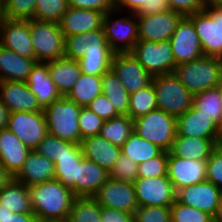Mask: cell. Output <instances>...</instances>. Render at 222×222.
Instances as JSON below:
<instances>
[{"label":"cell","mask_w":222,"mask_h":222,"mask_svg":"<svg viewBox=\"0 0 222 222\" xmlns=\"http://www.w3.org/2000/svg\"><path fill=\"white\" fill-rule=\"evenodd\" d=\"M109 46L103 29L65 37L64 57L79 60L88 47Z\"/></svg>","instance_id":"32"},{"label":"cell","mask_w":222,"mask_h":222,"mask_svg":"<svg viewBox=\"0 0 222 222\" xmlns=\"http://www.w3.org/2000/svg\"><path fill=\"white\" fill-rule=\"evenodd\" d=\"M218 146L222 148V133H221V135H220V140H219Z\"/></svg>","instance_id":"62"},{"label":"cell","mask_w":222,"mask_h":222,"mask_svg":"<svg viewBox=\"0 0 222 222\" xmlns=\"http://www.w3.org/2000/svg\"><path fill=\"white\" fill-rule=\"evenodd\" d=\"M133 121L134 131L140 137L164 151L171 149L176 135L177 117L157 108Z\"/></svg>","instance_id":"6"},{"label":"cell","mask_w":222,"mask_h":222,"mask_svg":"<svg viewBox=\"0 0 222 222\" xmlns=\"http://www.w3.org/2000/svg\"><path fill=\"white\" fill-rule=\"evenodd\" d=\"M133 184L139 207H170L176 201V191L168 176L137 178Z\"/></svg>","instance_id":"11"},{"label":"cell","mask_w":222,"mask_h":222,"mask_svg":"<svg viewBox=\"0 0 222 222\" xmlns=\"http://www.w3.org/2000/svg\"><path fill=\"white\" fill-rule=\"evenodd\" d=\"M133 131V119L128 115H118L103 122L99 135L121 148Z\"/></svg>","instance_id":"36"},{"label":"cell","mask_w":222,"mask_h":222,"mask_svg":"<svg viewBox=\"0 0 222 222\" xmlns=\"http://www.w3.org/2000/svg\"><path fill=\"white\" fill-rule=\"evenodd\" d=\"M30 151L31 149L7 128L0 130V163L12 177L20 171Z\"/></svg>","instance_id":"22"},{"label":"cell","mask_w":222,"mask_h":222,"mask_svg":"<svg viewBox=\"0 0 222 222\" xmlns=\"http://www.w3.org/2000/svg\"><path fill=\"white\" fill-rule=\"evenodd\" d=\"M221 133L222 129L194 106L177 117L176 135L220 140Z\"/></svg>","instance_id":"19"},{"label":"cell","mask_w":222,"mask_h":222,"mask_svg":"<svg viewBox=\"0 0 222 222\" xmlns=\"http://www.w3.org/2000/svg\"><path fill=\"white\" fill-rule=\"evenodd\" d=\"M101 84L102 76L81 73L66 97L77 105L86 107L95 97L102 94Z\"/></svg>","instance_id":"34"},{"label":"cell","mask_w":222,"mask_h":222,"mask_svg":"<svg viewBox=\"0 0 222 222\" xmlns=\"http://www.w3.org/2000/svg\"><path fill=\"white\" fill-rule=\"evenodd\" d=\"M216 88L218 89L219 91V94H220V104L222 105V74H221V77H220V80H219V83L218 85L216 86Z\"/></svg>","instance_id":"60"},{"label":"cell","mask_w":222,"mask_h":222,"mask_svg":"<svg viewBox=\"0 0 222 222\" xmlns=\"http://www.w3.org/2000/svg\"><path fill=\"white\" fill-rule=\"evenodd\" d=\"M171 222H213L209 213L184 205L177 200L170 206Z\"/></svg>","instance_id":"43"},{"label":"cell","mask_w":222,"mask_h":222,"mask_svg":"<svg viewBox=\"0 0 222 222\" xmlns=\"http://www.w3.org/2000/svg\"><path fill=\"white\" fill-rule=\"evenodd\" d=\"M26 84L42 109L61 97L49 74L47 62H36L33 65Z\"/></svg>","instance_id":"24"},{"label":"cell","mask_w":222,"mask_h":222,"mask_svg":"<svg viewBox=\"0 0 222 222\" xmlns=\"http://www.w3.org/2000/svg\"><path fill=\"white\" fill-rule=\"evenodd\" d=\"M101 222H134L133 214L101 207Z\"/></svg>","instance_id":"54"},{"label":"cell","mask_w":222,"mask_h":222,"mask_svg":"<svg viewBox=\"0 0 222 222\" xmlns=\"http://www.w3.org/2000/svg\"><path fill=\"white\" fill-rule=\"evenodd\" d=\"M134 222H171L170 207L141 206L133 214Z\"/></svg>","instance_id":"48"},{"label":"cell","mask_w":222,"mask_h":222,"mask_svg":"<svg viewBox=\"0 0 222 222\" xmlns=\"http://www.w3.org/2000/svg\"><path fill=\"white\" fill-rule=\"evenodd\" d=\"M174 75L193 94L216 88L222 74V60L203 56L175 66Z\"/></svg>","instance_id":"2"},{"label":"cell","mask_w":222,"mask_h":222,"mask_svg":"<svg viewBox=\"0 0 222 222\" xmlns=\"http://www.w3.org/2000/svg\"><path fill=\"white\" fill-rule=\"evenodd\" d=\"M87 107L103 120H109L120 115L103 93L95 97Z\"/></svg>","instance_id":"51"},{"label":"cell","mask_w":222,"mask_h":222,"mask_svg":"<svg viewBox=\"0 0 222 222\" xmlns=\"http://www.w3.org/2000/svg\"><path fill=\"white\" fill-rule=\"evenodd\" d=\"M206 6H222V0H204Z\"/></svg>","instance_id":"59"},{"label":"cell","mask_w":222,"mask_h":222,"mask_svg":"<svg viewBox=\"0 0 222 222\" xmlns=\"http://www.w3.org/2000/svg\"><path fill=\"white\" fill-rule=\"evenodd\" d=\"M12 178L0 163V189Z\"/></svg>","instance_id":"57"},{"label":"cell","mask_w":222,"mask_h":222,"mask_svg":"<svg viewBox=\"0 0 222 222\" xmlns=\"http://www.w3.org/2000/svg\"><path fill=\"white\" fill-rule=\"evenodd\" d=\"M7 129L31 150H34L48 133L43 111L9 113Z\"/></svg>","instance_id":"10"},{"label":"cell","mask_w":222,"mask_h":222,"mask_svg":"<svg viewBox=\"0 0 222 222\" xmlns=\"http://www.w3.org/2000/svg\"><path fill=\"white\" fill-rule=\"evenodd\" d=\"M105 12L69 7L58 22L64 38L102 29Z\"/></svg>","instance_id":"20"},{"label":"cell","mask_w":222,"mask_h":222,"mask_svg":"<svg viewBox=\"0 0 222 222\" xmlns=\"http://www.w3.org/2000/svg\"><path fill=\"white\" fill-rule=\"evenodd\" d=\"M0 222H38L34 214L12 213L10 210L0 207Z\"/></svg>","instance_id":"55"},{"label":"cell","mask_w":222,"mask_h":222,"mask_svg":"<svg viewBox=\"0 0 222 222\" xmlns=\"http://www.w3.org/2000/svg\"><path fill=\"white\" fill-rule=\"evenodd\" d=\"M8 118H9V110L1 102V99H0V130L7 128Z\"/></svg>","instance_id":"56"},{"label":"cell","mask_w":222,"mask_h":222,"mask_svg":"<svg viewBox=\"0 0 222 222\" xmlns=\"http://www.w3.org/2000/svg\"><path fill=\"white\" fill-rule=\"evenodd\" d=\"M169 41L176 66L204 56L199 37L188 16L181 19Z\"/></svg>","instance_id":"15"},{"label":"cell","mask_w":222,"mask_h":222,"mask_svg":"<svg viewBox=\"0 0 222 222\" xmlns=\"http://www.w3.org/2000/svg\"><path fill=\"white\" fill-rule=\"evenodd\" d=\"M219 140L175 135L169 155L189 160H208Z\"/></svg>","instance_id":"28"},{"label":"cell","mask_w":222,"mask_h":222,"mask_svg":"<svg viewBox=\"0 0 222 222\" xmlns=\"http://www.w3.org/2000/svg\"><path fill=\"white\" fill-rule=\"evenodd\" d=\"M110 69L129 94L137 92L152 83L153 76L131 53H114Z\"/></svg>","instance_id":"14"},{"label":"cell","mask_w":222,"mask_h":222,"mask_svg":"<svg viewBox=\"0 0 222 222\" xmlns=\"http://www.w3.org/2000/svg\"><path fill=\"white\" fill-rule=\"evenodd\" d=\"M212 217H213V222H222V197L218 203L216 212Z\"/></svg>","instance_id":"58"},{"label":"cell","mask_w":222,"mask_h":222,"mask_svg":"<svg viewBox=\"0 0 222 222\" xmlns=\"http://www.w3.org/2000/svg\"><path fill=\"white\" fill-rule=\"evenodd\" d=\"M169 151L138 164V178H153L168 175Z\"/></svg>","instance_id":"44"},{"label":"cell","mask_w":222,"mask_h":222,"mask_svg":"<svg viewBox=\"0 0 222 222\" xmlns=\"http://www.w3.org/2000/svg\"><path fill=\"white\" fill-rule=\"evenodd\" d=\"M136 17L138 41L160 42L170 39L184 16L169 9L157 14L136 15Z\"/></svg>","instance_id":"12"},{"label":"cell","mask_w":222,"mask_h":222,"mask_svg":"<svg viewBox=\"0 0 222 222\" xmlns=\"http://www.w3.org/2000/svg\"><path fill=\"white\" fill-rule=\"evenodd\" d=\"M108 178L109 172L98 166L95 162L83 157L77 163L75 197H94Z\"/></svg>","instance_id":"26"},{"label":"cell","mask_w":222,"mask_h":222,"mask_svg":"<svg viewBox=\"0 0 222 222\" xmlns=\"http://www.w3.org/2000/svg\"><path fill=\"white\" fill-rule=\"evenodd\" d=\"M30 27L36 62L64 57L65 38L58 23L30 19Z\"/></svg>","instance_id":"8"},{"label":"cell","mask_w":222,"mask_h":222,"mask_svg":"<svg viewBox=\"0 0 222 222\" xmlns=\"http://www.w3.org/2000/svg\"><path fill=\"white\" fill-rule=\"evenodd\" d=\"M130 53L152 76L173 73L176 66L169 40L137 41Z\"/></svg>","instance_id":"9"},{"label":"cell","mask_w":222,"mask_h":222,"mask_svg":"<svg viewBox=\"0 0 222 222\" xmlns=\"http://www.w3.org/2000/svg\"><path fill=\"white\" fill-rule=\"evenodd\" d=\"M83 157L95 162L107 172L114 167L121 154V148L100 135L89 136L81 140Z\"/></svg>","instance_id":"25"},{"label":"cell","mask_w":222,"mask_h":222,"mask_svg":"<svg viewBox=\"0 0 222 222\" xmlns=\"http://www.w3.org/2000/svg\"><path fill=\"white\" fill-rule=\"evenodd\" d=\"M13 178L28 187L51 181L55 179V164L35 150H31L22 168Z\"/></svg>","instance_id":"23"},{"label":"cell","mask_w":222,"mask_h":222,"mask_svg":"<svg viewBox=\"0 0 222 222\" xmlns=\"http://www.w3.org/2000/svg\"><path fill=\"white\" fill-rule=\"evenodd\" d=\"M206 180L222 190V148L219 146L207 160Z\"/></svg>","instance_id":"50"},{"label":"cell","mask_w":222,"mask_h":222,"mask_svg":"<svg viewBox=\"0 0 222 222\" xmlns=\"http://www.w3.org/2000/svg\"><path fill=\"white\" fill-rule=\"evenodd\" d=\"M170 10L182 14L184 17L205 10L204 0H167Z\"/></svg>","instance_id":"52"},{"label":"cell","mask_w":222,"mask_h":222,"mask_svg":"<svg viewBox=\"0 0 222 222\" xmlns=\"http://www.w3.org/2000/svg\"><path fill=\"white\" fill-rule=\"evenodd\" d=\"M157 108L156 91L152 83L129 95L127 115L131 119L145 115Z\"/></svg>","instance_id":"38"},{"label":"cell","mask_w":222,"mask_h":222,"mask_svg":"<svg viewBox=\"0 0 222 222\" xmlns=\"http://www.w3.org/2000/svg\"><path fill=\"white\" fill-rule=\"evenodd\" d=\"M69 7L78 9H92L108 12L114 9L115 0H68Z\"/></svg>","instance_id":"53"},{"label":"cell","mask_w":222,"mask_h":222,"mask_svg":"<svg viewBox=\"0 0 222 222\" xmlns=\"http://www.w3.org/2000/svg\"><path fill=\"white\" fill-rule=\"evenodd\" d=\"M30 31V19L5 18L0 23V45L20 56L35 60Z\"/></svg>","instance_id":"16"},{"label":"cell","mask_w":222,"mask_h":222,"mask_svg":"<svg viewBox=\"0 0 222 222\" xmlns=\"http://www.w3.org/2000/svg\"><path fill=\"white\" fill-rule=\"evenodd\" d=\"M119 13H123L122 16ZM124 13V11L112 9L106 12L103 18L102 29L113 53H130L138 41L136 14L128 12L126 15ZM117 14L118 17H116Z\"/></svg>","instance_id":"4"},{"label":"cell","mask_w":222,"mask_h":222,"mask_svg":"<svg viewBox=\"0 0 222 222\" xmlns=\"http://www.w3.org/2000/svg\"><path fill=\"white\" fill-rule=\"evenodd\" d=\"M65 142V140L47 133L34 150L55 163L62 154V145Z\"/></svg>","instance_id":"49"},{"label":"cell","mask_w":222,"mask_h":222,"mask_svg":"<svg viewBox=\"0 0 222 222\" xmlns=\"http://www.w3.org/2000/svg\"><path fill=\"white\" fill-rule=\"evenodd\" d=\"M36 0H3L4 16L7 19H33Z\"/></svg>","instance_id":"45"},{"label":"cell","mask_w":222,"mask_h":222,"mask_svg":"<svg viewBox=\"0 0 222 222\" xmlns=\"http://www.w3.org/2000/svg\"><path fill=\"white\" fill-rule=\"evenodd\" d=\"M104 208L134 214L139 207L133 183L108 178L93 197Z\"/></svg>","instance_id":"13"},{"label":"cell","mask_w":222,"mask_h":222,"mask_svg":"<svg viewBox=\"0 0 222 222\" xmlns=\"http://www.w3.org/2000/svg\"><path fill=\"white\" fill-rule=\"evenodd\" d=\"M158 109L178 117L193 106L194 95L174 73L153 76Z\"/></svg>","instance_id":"5"},{"label":"cell","mask_w":222,"mask_h":222,"mask_svg":"<svg viewBox=\"0 0 222 222\" xmlns=\"http://www.w3.org/2000/svg\"><path fill=\"white\" fill-rule=\"evenodd\" d=\"M35 63L0 45V81L26 82Z\"/></svg>","instance_id":"29"},{"label":"cell","mask_w":222,"mask_h":222,"mask_svg":"<svg viewBox=\"0 0 222 222\" xmlns=\"http://www.w3.org/2000/svg\"><path fill=\"white\" fill-rule=\"evenodd\" d=\"M104 121L87 106L81 107L78 118L81 140L89 136L99 135Z\"/></svg>","instance_id":"47"},{"label":"cell","mask_w":222,"mask_h":222,"mask_svg":"<svg viewBox=\"0 0 222 222\" xmlns=\"http://www.w3.org/2000/svg\"><path fill=\"white\" fill-rule=\"evenodd\" d=\"M207 160H189L174 155L168 158V179L175 191L206 180Z\"/></svg>","instance_id":"18"},{"label":"cell","mask_w":222,"mask_h":222,"mask_svg":"<svg viewBox=\"0 0 222 222\" xmlns=\"http://www.w3.org/2000/svg\"><path fill=\"white\" fill-rule=\"evenodd\" d=\"M197 32L203 55L222 58V6H206L188 16Z\"/></svg>","instance_id":"7"},{"label":"cell","mask_w":222,"mask_h":222,"mask_svg":"<svg viewBox=\"0 0 222 222\" xmlns=\"http://www.w3.org/2000/svg\"><path fill=\"white\" fill-rule=\"evenodd\" d=\"M102 93L110 100L120 115H127L129 107V93L117 76L108 70L102 75Z\"/></svg>","instance_id":"35"},{"label":"cell","mask_w":222,"mask_h":222,"mask_svg":"<svg viewBox=\"0 0 222 222\" xmlns=\"http://www.w3.org/2000/svg\"><path fill=\"white\" fill-rule=\"evenodd\" d=\"M32 212L38 222H66L76 198L72 190L54 179L28 187Z\"/></svg>","instance_id":"1"},{"label":"cell","mask_w":222,"mask_h":222,"mask_svg":"<svg viewBox=\"0 0 222 222\" xmlns=\"http://www.w3.org/2000/svg\"><path fill=\"white\" fill-rule=\"evenodd\" d=\"M0 207L12 213L33 214L28 186L12 177L0 189Z\"/></svg>","instance_id":"31"},{"label":"cell","mask_w":222,"mask_h":222,"mask_svg":"<svg viewBox=\"0 0 222 222\" xmlns=\"http://www.w3.org/2000/svg\"><path fill=\"white\" fill-rule=\"evenodd\" d=\"M164 150L159 146L143 139L133 131L121 147V153L131 158L137 164L160 155Z\"/></svg>","instance_id":"37"},{"label":"cell","mask_w":222,"mask_h":222,"mask_svg":"<svg viewBox=\"0 0 222 222\" xmlns=\"http://www.w3.org/2000/svg\"><path fill=\"white\" fill-rule=\"evenodd\" d=\"M68 9V0H36L33 19L58 23Z\"/></svg>","instance_id":"42"},{"label":"cell","mask_w":222,"mask_h":222,"mask_svg":"<svg viewBox=\"0 0 222 222\" xmlns=\"http://www.w3.org/2000/svg\"><path fill=\"white\" fill-rule=\"evenodd\" d=\"M0 99L9 113L43 111L26 82L0 81Z\"/></svg>","instance_id":"21"},{"label":"cell","mask_w":222,"mask_h":222,"mask_svg":"<svg viewBox=\"0 0 222 222\" xmlns=\"http://www.w3.org/2000/svg\"><path fill=\"white\" fill-rule=\"evenodd\" d=\"M113 54L109 46L88 47L84 56L78 60L81 72L88 75L102 76L110 70Z\"/></svg>","instance_id":"33"},{"label":"cell","mask_w":222,"mask_h":222,"mask_svg":"<svg viewBox=\"0 0 222 222\" xmlns=\"http://www.w3.org/2000/svg\"><path fill=\"white\" fill-rule=\"evenodd\" d=\"M109 177L119 181L134 183L138 178V164L124 154H120Z\"/></svg>","instance_id":"46"},{"label":"cell","mask_w":222,"mask_h":222,"mask_svg":"<svg viewBox=\"0 0 222 222\" xmlns=\"http://www.w3.org/2000/svg\"><path fill=\"white\" fill-rule=\"evenodd\" d=\"M219 97L217 88L202 91L194 95L193 106L222 129V105Z\"/></svg>","instance_id":"39"},{"label":"cell","mask_w":222,"mask_h":222,"mask_svg":"<svg viewBox=\"0 0 222 222\" xmlns=\"http://www.w3.org/2000/svg\"><path fill=\"white\" fill-rule=\"evenodd\" d=\"M47 65L59 94L67 96L82 73L78 60L62 57L47 62Z\"/></svg>","instance_id":"30"},{"label":"cell","mask_w":222,"mask_h":222,"mask_svg":"<svg viewBox=\"0 0 222 222\" xmlns=\"http://www.w3.org/2000/svg\"><path fill=\"white\" fill-rule=\"evenodd\" d=\"M81 107L66 96H61L43 109L48 133L72 143H81L78 118Z\"/></svg>","instance_id":"3"},{"label":"cell","mask_w":222,"mask_h":222,"mask_svg":"<svg viewBox=\"0 0 222 222\" xmlns=\"http://www.w3.org/2000/svg\"><path fill=\"white\" fill-rule=\"evenodd\" d=\"M5 19L4 9H3V0H0V23Z\"/></svg>","instance_id":"61"},{"label":"cell","mask_w":222,"mask_h":222,"mask_svg":"<svg viewBox=\"0 0 222 222\" xmlns=\"http://www.w3.org/2000/svg\"><path fill=\"white\" fill-rule=\"evenodd\" d=\"M83 159L81 145L66 141L62 145V154L56 160L55 179L70 188L75 195L77 180V163Z\"/></svg>","instance_id":"27"},{"label":"cell","mask_w":222,"mask_h":222,"mask_svg":"<svg viewBox=\"0 0 222 222\" xmlns=\"http://www.w3.org/2000/svg\"><path fill=\"white\" fill-rule=\"evenodd\" d=\"M222 197V190L208 180L183 187L176 191V200L184 205L214 215Z\"/></svg>","instance_id":"17"},{"label":"cell","mask_w":222,"mask_h":222,"mask_svg":"<svg viewBox=\"0 0 222 222\" xmlns=\"http://www.w3.org/2000/svg\"><path fill=\"white\" fill-rule=\"evenodd\" d=\"M114 9L136 15H150L164 12L170 7L167 0H115Z\"/></svg>","instance_id":"41"},{"label":"cell","mask_w":222,"mask_h":222,"mask_svg":"<svg viewBox=\"0 0 222 222\" xmlns=\"http://www.w3.org/2000/svg\"><path fill=\"white\" fill-rule=\"evenodd\" d=\"M66 222H101V206L93 197H76Z\"/></svg>","instance_id":"40"}]
</instances>
